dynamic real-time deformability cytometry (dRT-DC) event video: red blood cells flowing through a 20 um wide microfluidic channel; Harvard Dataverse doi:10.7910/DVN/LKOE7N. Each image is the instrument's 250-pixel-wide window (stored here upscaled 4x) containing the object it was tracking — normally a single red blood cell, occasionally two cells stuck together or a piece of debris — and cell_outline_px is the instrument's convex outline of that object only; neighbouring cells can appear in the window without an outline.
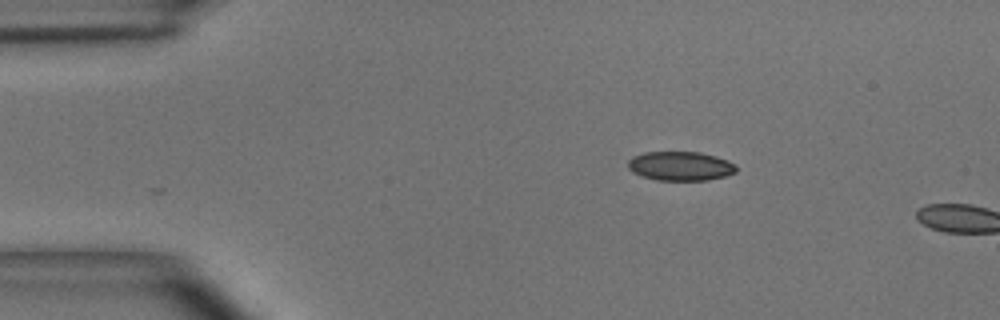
{"species": "common noctule bat (a hibernating species)", "species_latin": "Nyctalus noctula", "temperature_condition": "room temperature", "stored_images_in_passage": 2, "camera_frame_rate_fps": 3000, "um_per_image_px": 0.085, "animal": {"sex": "male", "body_mass_g": 15.6}, "frame": {"image": 1, "passage_image": 1, "time_ms": 0.0, "image_size_px": [1000, 320], "cell_outline_px": [[736, 172], [724, 176], [708, 180], [656, 180], [632, 172], [628, 168], [628, 160], [632, 156], [644, 152], [700, 152], [716, 156], [728, 160], [736, 164]], "centroid_in_image_um": [57.83, 14.1], "position_along_channel_um": 27.2, "area_um2": 18.44}}